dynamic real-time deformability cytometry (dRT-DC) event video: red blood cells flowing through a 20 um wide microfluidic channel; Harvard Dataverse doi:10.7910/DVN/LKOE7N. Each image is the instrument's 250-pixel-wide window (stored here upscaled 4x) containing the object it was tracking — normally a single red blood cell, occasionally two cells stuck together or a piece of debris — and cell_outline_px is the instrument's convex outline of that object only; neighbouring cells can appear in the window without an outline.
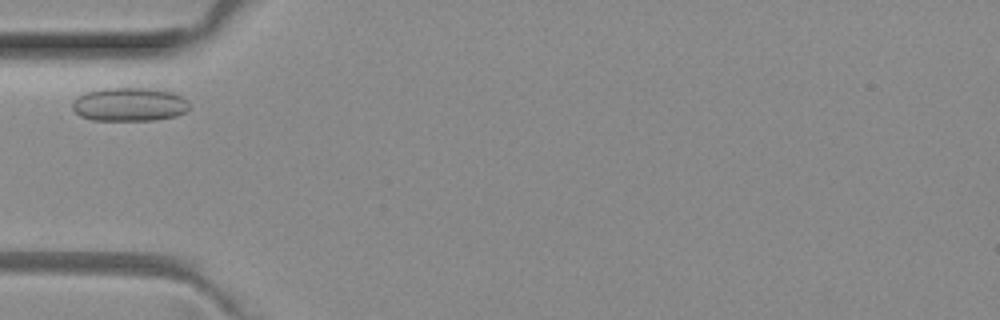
{"species": "common noctule bat (a hibernating species)", "species_latin": "Nyctalus noctula", "temperature_condition": "room temperature", "stored_images_in_passage": 8, "camera_frame_rate_fps": 3000, "um_per_image_px": 0.085, "animal": {"sex": "female", "body_mass_g": 29.2, "forearm_length_mm": 56.3}, "frame": {"image": 1, "passage_image": 6, "time_ms": 1.667, "image_size_px": [1000, 320], "cell_outline_px": [[188, 112], [176, 116], [152, 120], [92, 120], [80, 116], [72, 108], [72, 100], [76, 96], [84, 92], [104, 88], [148, 88], [172, 92], [184, 96], [188, 100]], "centroid_in_image_um": [10.99, 8.87], "position_along_channel_um": 74.0, "area_um2": 23.24}}
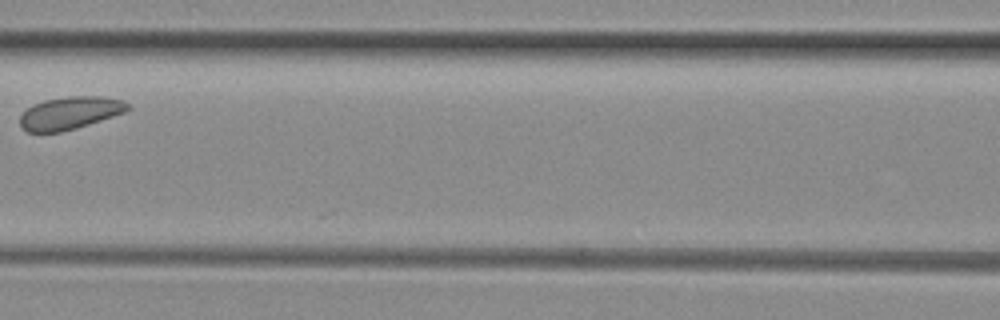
{"frame": {"image": 2, "passage_image": 8, "time_ms": 2.333, "image_size_px": [1000, 320], "cell_outline_px": [[132, 108], [124, 112], [76, 128], [60, 132], [28, 132], [20, 124], [20, 116], [32, 104], [44, 100], [68, 96], [104, 96], [124, 100]], "centroid_in_image_um": [5.96, 9.59], "position_along_channel_um": 160.6, "area_um2": 20.4}}